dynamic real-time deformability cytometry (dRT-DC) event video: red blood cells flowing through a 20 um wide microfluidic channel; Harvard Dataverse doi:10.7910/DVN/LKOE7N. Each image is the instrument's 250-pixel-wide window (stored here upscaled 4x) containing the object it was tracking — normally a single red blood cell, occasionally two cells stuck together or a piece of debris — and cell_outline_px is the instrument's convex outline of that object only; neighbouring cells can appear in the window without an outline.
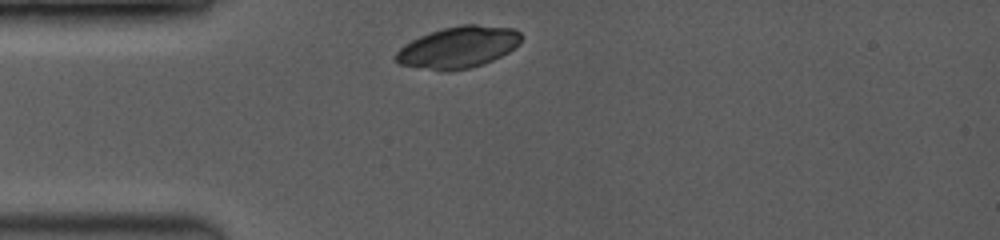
{"species": "common noctule bat (a hibernating species)", "species_latin": "Nyctalus noctula", "temperature_condition": "room temperature", "stored_images_in_passage": 33, "camera_frame_rate_fps": 3500, "um_per_image_px": 0.085, "animal": {"sex": "female", "body_mass_g": 19.0, "forearm_length_mm": 53.3}, "frame": {"image": 1, "passage_image": 1, "time_ms": 0.0, "image_size_px": [1000, 240], "cell_outline_px": [[520, 44], [508, 52], [492, 60], [468, 68], [448, 72], [400, 64], [396, 60], [396, 52], [404, 44], [420, 36], [444, 28], [460, 24], [476, 24], [516, 28], [520, 32]], "centroid_in_image_um": [38.98, 4.0], "position_along_channel_um": 46.0, "area_um2": 30.11}}
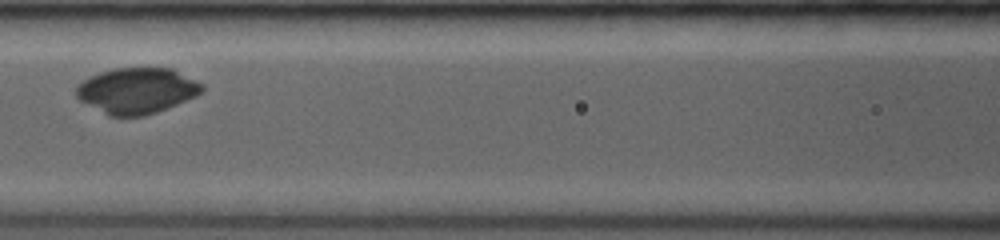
{"frame": {"image": 2, "passage_image": 10, "time_ms": 3.143, "image_size_px": [1000, 240], "cell_outline_px": [[204, 92], [196, 96], [156, 112], [144, 116], [108, 116], [80, 100], [76, 96], [76, 84], [88, 76], [112, 68], [172, 68], [204, 84]], "centroid_in_image_um": [11.62, 7.69], "position_along_channel_um": 155.0, "area_um2": 33.76}}
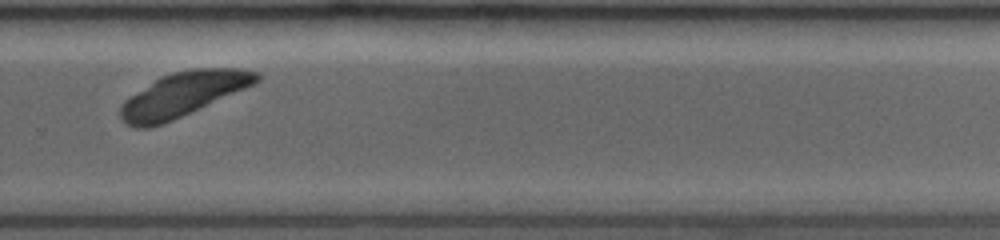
{"frame": {"image": 3, "passage_image": 22, "time_ms": 7.143, "image_size_px": [1000, 240], "cell_outline_px": [[260, 80], [244, 88], [172, 120], [148, 128], [136, 128], [128, 124], [120, 116], [120, 108], [124, 100], [160, 76], [172, 72], [192, 68], [240, 68], [260, 72]], "centroid_in_image_um": [15.54, 7.99], "position_along_channel_um": 314.3, "area_um2": 34.51}}